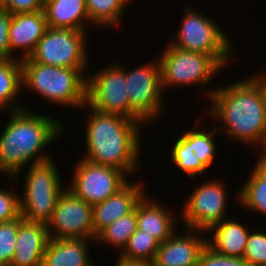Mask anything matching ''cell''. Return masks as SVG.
Wrapping results in <instances>:
<instances>
[{
  "instance_id": "1",
  "label": "cell",
  "mask_w": 266,
  "mask_h": 266,
  "mask_svg": "<svg viewBox=\"0 0 266 266\" xmlns=\"http://www.w3.org/2000/svg\"><path fill=\"white\" fill-rule=\"evenodd\" d=\"M206 90L208 113L219 122L218 132L246 146H260L266 136V87L258 75Z\"/></svg>"
},
{
  "instance_id": "2",
  "label": "cell",
  "mask_w": 266,
  "mask_h": 266,
  "mask_svg": "<svg viewBox=\"0 0 266 266\" xmlns=\"http://www.w3.org/2000/svg\"><path fill=\"white\" fill-rule=\"evenodd\" d=\"M8 113L9 120L0 135V175L18 181L26 165L53 158L45 150L59 140L67 126L56 117L29 108Z\"/></svg>"
},
{
  "instance_id": "3",
  "label": "cell",
  "mask_w": 266,
  "mask_h": 266,
  "mask_svg": "<svg viewBox=\"0 0 266 266\" xmlns=\"http://www.w3.org/2000/svg\"><path fill=\"white\" fill-rule=\"evenodd\" d=\"M83 108H88L90 114L84 124L86 153L81 158L122 170L133 179L141 161L144 125L123 115L99 112L87 104Z\"/></svg>"
},
{
  "instance_id": "4",
  "label": "cell",
  "mask_w": 266,
  "mask_h": 266,
  "mask_svg": "<svg viewBox=\"0 0 266 266\" xmlns=\"http://www.w3.org/2000/svg\"><path fill=\"white\" fill-rule=\"evenodd\" d=\"M21 63L22 88L25 90L30 89L32 94L60 107L81 109L86 104L87 77L80 70L40 64L30 57Z\"/></svg>"
},
{
  "instance_id": "5",
  "label": "cell",
  "mask_w": 266,
  "mask_h": 266,
  "mask_svg": "<svg viewBox=\"0 0 266 266\" xmlns=\"http://www.w3.org/2000/svg\"><path fill=\"white\" fill-rule=\"evenodd\" d=\"M187 6L169 43L176 48L210 55L223 68L230 66L228 64L231 54L235 53V46L228 34L213 18L202 14L197 8L195 10V6Z\"/></svg>"
},
{
  "instance_id": "6",
  "label": "cell",
  "mask_w": 266,
  "mask_h": 266,
  "mask_svg": "<svg viewBox=\"0 0 266 266\" xmlns=\"http://www.w3.org/2000/svg\"><path fill=\"white\" fill-rule=\"evenodd\" d=\"M26 169L23 193H19L20 216L28 222L46 225L66 186L54 158L34 163Z\"/></svg>"
},
{
  "instance_id": "7",
  "label": "cell",
  "mask_w": 266,
  "mask_h": 266,
  "mask_svg": "<svg viewBox=\"0 0 266 266\" xmlns=\"http://www.w3.org/2000/svg\"><path fill=\"white\" fill-rule=\"evenodd\" d=\"M157 57L160 64L162 88L202 86L211 83L224 68L210 55L176 48L170 43ZM171 87V88H169Z\"/></svg>"
},
{
  "instance_id": "8",
  "label": "cell",
  "mask_w": 266,
  "mask_h": 266,
  "mask_svg": "<svg viewBox=\"0 0 266 266\" xmlns=\"http://www.w3.org/2000/svg\"><path fill=\"white\" fill-rule=\"evenodd\" d=\"M110 63L87 73L86 104L99 112L123 115L146 125L130 108L125 64Z\"/></svg>"
},
{
  "instance_id": "9",
  "label": "cell",
  "mask_w": 266,
  "mask_h": 266,
  "mask_svg": "<svg viewBox=\"0 0 266 266\" xmlns=\"http://www.w3.org/2000/svg\"><path fill=\"white\" fill-rule=\"evenodd\" d=\"M88 35L86 31L48 27L30 58L40 64L78 69L87 77Z\"/></svg>"
},
{
  "instance_id": "10",
  "label": "cell",
  "mask_w": 266,
  "mask_h": 266,
  "mask_svg": "<svg viewBox=\"0 0 266 266\" xmlns=\"http://www.w3.org/2000/svg\"><path fill=\"white\" fill-rule=\"evenodd\" d=\"M133 68V69H132ZM125 78L130 108L148 126L164 115L165 94L162 88L160 64L156 57L136 68L125 65Z\"/></svg>"
},
{
  "instance_id": "11",
  "label": "cell",
  "mask_w": 266,
  "mask_h": 266,
  "mask_svg": "<svg viewBox=\"0 0 266 266\" xmlns=\"http://www.w3.org/2000/svg\"><path fill=\"white\" fill-rule=\"evenodd\" d=\"M200 183L194 184L192 193L186 200L183 199L179 216L185 224L183 228L207 232L212 226L228 217L226 212L229 206L228 191L221 178L219 180L212 178Z\"/></svg>"
},
{
  "instance_id": "12",
  "label": "cell",
  "mask_w": 266,
  "mask_h": 266,
  "mask_svg": "<svg viewBox=\"0 0 266 266\" xmlns=\"http://www.w3.org/2000/svg\"><path fill=\"white\" fill-rule=\"evenodd\" d=\"M73 170V177L66 188L92 206L105 201L129 182L122 170L84 158L76 162Z\"/></svg>"
},
{
  "instance_id": "13",
  "label": "cell",
  "mask_w": 266,
  "mask_h": 266,
  "mask_svg": "<svg viewBox=\"0 0 266 266\" xmlns=\"http://www.w3.org/2000/svg\"><path fill=\"white\" fill-rule=\"evenodd\" d=\"M46 226L51 239H94L93 206L65 188Z\"/></svg>"
},
{
  "instance_id": "14",
  "label": "cell",
  "mask_w": 266,
  "mask_h": 266,
  "mask_svg": "<svg viewBox=\"0 0 266 266\" xmlns=\"http://www.w3.org/2000/svg\"><path fill=\"white\" fill-rule=\"evenodd\" d=\"M176 231L169 239L160 243L153 264L155 266H196L202 249L207 244L205 231L185 228Z\"/></svg>"
},
{
  "instance_id": "15",
  "label": "cell",
  "mask_w": 266,
  "mask_h": 266,
  "mask_svg": "<svg viewBox=\"0 0 266 266\" xmlns=\"http://www.w3.org/2000/svg\"><path fill=\"white\" fill-rule=\"evenodd\" d=\"M47 28L44 10L11 15L8 32L10 59L23 60L29 58ZM18 51L21 52L18 53Z\"/></svg>"
},
{
  "instance_id": "16",
  "label": "cell",
  "mask_w": 266,
  "mask_h": 266,
  "mask_svg": "<svg viewBox=\"0 0 266 266\" xmlns=\"http://www.w3.org/2000/svg\"><path fill=\"white\" fill-rule=\"evenodd\" d=\"M144 180L129 182L105 201L93 206L94 240L97 235L117 219L130 214L146 194Z\"/></svg>"
},
{
  "instance_id": "17",
  "label": "cell",
  "mask_w": 266,
  "mask_h": 266,
  "mask_svg": "<svg viewBox=\"0 0 266 266\" xmlns=\"http://www.w3.org/2000/svg\"><path fill=\"white\" fill-rule=\"evenodd\" d=\"M145 194L135 207L137 228L153 236L160 243L169 239L178 229V217L172 210ZM175 215V216H174ZM177 217V218H176Z\"/></svg>"
},
{
  "instance_id": "18",
  "label": "cell",
  "mask_w": 266,
  "mask_h": 266,
  "mask_svg": "<svg viewBox=\"0 0 266 266\" xmlns=\"http://www.w3.org/2000/svg\"><path fill=\"white\" fill-rule=\"evenodd\" d=\"M48 240L45 224L23 220L18 226L15 252L9 266H42Z\"/></svg>"
},
{
  "instance_id": "19",
  "label": "cell",
  "mask_w": 266,
  "mask_h": 266,
  "mask_svg": "<svg viewBox=\"0 0 266 266\" xmlns=\"http://www.w3.org/2000/svg\"><path fill=\"white\" fill-rule=\"evenodd\" d=\"M91 241V242H90ZM94 239L49 238L43 255L42 266H92L90 244ZM90 247V248H89Z\"/></svg>"
},
{
  "instance_id": "20",
  "label": "cell",
  "mask_w": 266,
  "mask_h": 266,
  "mask_svg": "<svg viewBox=\"0 0 266 266\" xmlns=\"http://www.w3.org/2000/svg\"><path fill=\"white\" fill-rule=\"evenodd\" d=\"M228 218L215 224L206 232L207 245L218 254L243 258L251 228L246 227V224L237 221V219Z\"/></svg>"
},
{
  "instance_id": "21",
  "label": "cell",
  "mask_w": 266,
  "mask_h": 266,
  "mask_svg": "<svg viewBox=\"0 0 266 266\" xmlns=\"http://www.w3.org/2000/svg\"><path fill=\"white\" fill-rule=\"evenodd\" d=\"M47 26L90 32L85 0H45Z\"/></svg>"
},
{
  "instance_id": "22",
  "label": "cell",
  "mask_w": 266,
  "mask_h": 266,
  "mask_svg": "<svg viewBox=\"0 0 266 266\" xmlns=\"http://www.w3.org/2000/svg\"><path fill=\"white\" fill-rule=\"evenodd\" d=\"M22 91L21 60L0 59V111L26 109L27 106L17 102Z\"/></svg>"
},
{
  "instance_id": "23",
  "label": "cell",
  "mask_w": 266,
  "mask_h": 266,
  "mask_svg": "<svg viewBox=\"0 0 266 266\" xmlns=\"http://www.w3.org/2000/svg\"><path fill=\"white\" fill-rule=\"evenodd\" d=\"M254 164L247 182L236 192L235 199L244 209L266 215V168L257 162Z\"/></svg>"
},
{
  "instance_id": "24",
  "label": "cell",
  "mask_w": 266,
  "mask_h": 266,
  "mask_svg": "<svg viewBox=\"0 0 266 266\" xmlns=\"http://www.w3.org/2000/svg\"><path fill=\"white\" fill-rule=\"evenodd\" d=\"M89 16V25L99 27H120L123 14L132 0H85ZM129 4V5H128ZM92 23V24H91Z\"/></svg>"
},
{
  "instance_id": "25",
  "label": "cell",
  "mask_w": 266,
  "mask_h": 266,
  "mask_svg": "<svg viewBox=\"0 0 266 266\" xmlns=\"http://www.w3.org/2000/svg\"><path fill=\"white\" fill-rule=\"evenodd\" d=\"M137 230L136 210L127 214L104 228L96 237V244L112 246L116 251L122 252L127 246L130 237Z\"/></svg>"
},
{
  "instance_id": "26",
  "label": "cell",
  "mask_w": 266,
  "mask_h": 266,
  "mask_svg": "<svg viewBox=\"0 0 266 266\" xmlns=\"http://www.w3.org/2000/svg\"><path fill=\"white\" fill-rule=\"evenodd\" d=\"M159 245L160 242L156 238L137 228L116 260L127 263L153 262Z\"/></svg>"
},
{
  "instance_id": "27",
  "label": "cell",
  "mask_w": 266,
  "mask_h": 266,
  "mask_svg": "<svg viewBox=\"0 0 266 266\" xmlns=\"http://www.w3.org/2000/svg\"><path fill=\"white\" fill-rule=\"evenodd\" d=\"M219 133L217 125L210 130L199 128L194 130V152H195V178L212 167L217 156V144L215 136ZM214 138V139H213Z\"/></svg>"
},
{
  "instance_id": "28",
  "label": "cell",
  "mask_w": 266,
  "mask_h": 266,
  "mask_svg": "<svg viewBox=\"0 0 266 266\" xmlns=\"http://www.w3.org/2000/svg\"><path fill=\"white\" fill-rule=\"evenodd\" d=\"M175 139L171 149L173 165L188 177L195 178L194 130H188Z\"/></svg>"
},
{
  "instance_id": "29",
  "label": "cell",
  "mask_w": 266,
  "mask_h": 266,
  "mask_svg": "<svg viewBox=\"0 0 266 266\" xmlns=\"http://www.w3.org/2000/svg\"><path fill=\"white\" fill-rule=\"evenodd\" d=\"M23 218L0 223V265L9 266L15 252L17 230Z\"/></svg>"
},
{
  "instance_id": "30",
  "label": "cell",
  "mask_w": 266,
  "mask_h": 266,
  "mask_svg": "<svg viewBox=\"0 0 266 266\" xmlns=\"http://www.w3.org/2000/svg\"><path fill=\"white\" fill-rule=\"evenodd\" d=\"M249 266H266V233L251 229L243 257Z\"/></svg>"
},
{
  "instance_id": "31",
  "label": "cell",
  "mask_w": 266,
  "mask_h": 266,
  "mask_svg": "<svg viewBox=\"0 0 266 266\" xmlns=\"http://www.w3.org/2000/svg\"><path fill=\"white\" fill-rule=\"evenodd\" d=\"M11 189L0 188V223L7 222L20 216V199L19 192L15 189L17 181L13 177H9ZM14 186V187H13Z\"/></svg>"
},
{
  "instance_id": "32",
  "label": "cell",
  "mask_w": 266,
  "mask_h": 266,
  "mask_svg": "<svg viewBox=\"0 0 266 266\" xmlns=\"http://www.w3.org/2000/svg\"><path fill=\"white\" fill-rule=\"evenodd\" d=\"M198 266H249L244 258L227 257L218 254L209 245L202 249L199 258Z\"/></svg>"
},
{
  "instance_id": "33",
  "label": "cell",
  "mask_w": 266,
  "mask_h": 266,
  "mask_svg": "<svg viewBox=\"0 0 266 266\" xmlns=\"http://www.w3.org/2000/svg\"><path fill=\"white\" fill-rule=\"evenodd\" d=\"M45 0H7L5 8L11 15L44 10Z\"/></svg>"
},
{
  "instance_id": "34",
  "label": "cell",
  "mask_w": 266,
  "mask_h": 266,
  "mask_svg": "<svg viewBox=\"0 0 266 266\" xmlns=\"http://www.w3.org/2000/svg\"><path fill=\"white\" fill-rule=\"evenodd\" d=\"M11 14L0 8V59H10L9 23Z\"/></svg>"
},
{
  "instance_id": "35",
  "label": "cell",
  "mask_w": 266,
  "mask_h": 266,
  "mask_svg": "<svg viewBox=\"0 0 266 266\" xmlns=\"http://www.w3.org/2000/svg\"><path fill=\"white\" fill-rule=\"evenodd\" d=\"M259 149L258 160L256 159L255 162L266 168V136L264 137L261 145L256 147ZM262 149V150H261Z\"/></svg>"
},
{
  "instance_id": "36",
  "label": "cell",
  "mask_w": 266,
  "mask_h": 266,
  "mask_svg": "<svg viewBox=\"0 0 266 266\" xmlns=\"http://www.w3.org/2000/svg\"><path fill=\"white\" fill-rule=\"evenodd\" d=\"M115 266H155L153 262H142V263H127V262H116Z\"/></svg>"
},
{
  "instance_id": "37",
  "label": "cell",
  "mask_w": 266,
  "mask_h": 266,
  "mask_svg": "<svg viewBox=\"0 0 266 266\" xmlns=\"http://www.w3.org/2000/svg\"><path fill=\"white\" fill-rule=\"evenodd\" d=\"M262 73V74H261ZM260 74H258V72L256 73L258 75V77L264 82V85L266 87V72H261Z\"/></svg>"
},
{
  "instance_id": "38",
  "label": "cell",
  "mask_w": 266,
  "mask_h": 266,
  "mask_svg": "<svg viewBox=\"0 0 266 266\" xmlns=\"http://www.w3.org/2000/svg\"><path fill=\"white\" fill-rule=\"evenodd\" d=\"M7 0H0V8H3L6 5Z\"/></svg>"
}]
</instances>
